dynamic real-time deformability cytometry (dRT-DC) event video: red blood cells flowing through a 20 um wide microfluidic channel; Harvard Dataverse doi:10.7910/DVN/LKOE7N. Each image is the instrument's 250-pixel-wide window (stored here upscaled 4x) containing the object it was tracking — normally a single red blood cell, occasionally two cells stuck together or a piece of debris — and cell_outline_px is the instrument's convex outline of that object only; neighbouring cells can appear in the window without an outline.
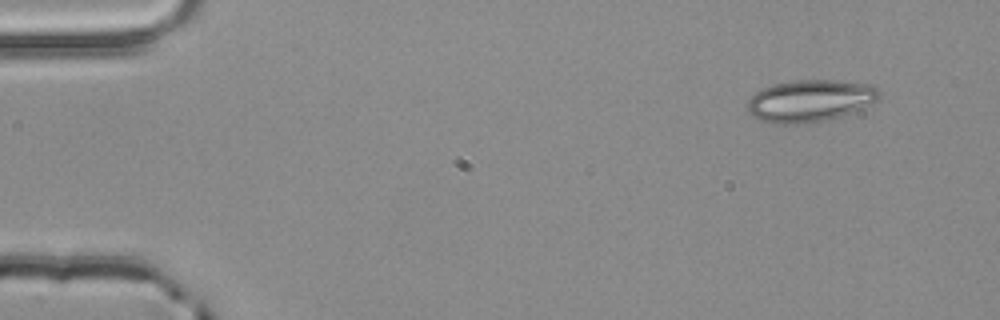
{"species": "common noctule bat (a hibernating species)", "species_latin": "Nyctalus noctula", "temperature_condition": "room temperature", "stored_images_in_passage": 3, "camera_frame_rate_fps": 3000, "um_per_image_px": 0.085, "animal": {"sex": "male", "body_mass_g": 20.4}, "frame": {"image": 1, "passage_image": 1, "time_ms": 0.0, "image_size_px": [1000, 320], "cell_outline_px": [[880, 96], [876, 100], [852, 112], [840, 116], [824, 120], [804, 124], [772, 124], [760, 120], [748, 108], [748, 100], [756, 92], [772, 84], [792, 80], [836, 80], [868, 84], [876, 88], [880, 92]], "centroid_in_image_um": [68.84, 8.56], "position_along_channel_um": 16.2, "area_um2": 31.96}}